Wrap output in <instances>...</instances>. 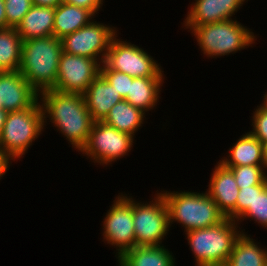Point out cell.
I'll list each match as a JSON object with an SVG mask.
<instances>
[{
  "mask_svg": "<svg viewBox=\"0 0 267 266\" xmlns=\"http://www.w3.org/2000/svg\"><path fill=\"white\" fill-rule=\"evenodd\" d=\"M44 130L47 124L59 131L72 150L80 152L87 144L94 120L87 109L83 94L48 90L39 94ZM49 122V123H48Z\"/></svg>",
  "mask_w": 267,
  "mask_h": 266,
  "instance_id": "6da1fadb",
  "label": "cell"
},
{
  "mask_svg": "<svg viewBox=\"0 0 267 266\" xmlns=\"http://www.w3.org/2000/svg\"><path fill=\"white\" fill-rule=\"evenodd\" d=\"M62 52L55 36L22 41L19 72L38 94L55 88Z\"/></svg>",
  "mask_w": 267,
  "mask_h": 266,
  "instance_id": "7a4b0ae2",
  "label": "cell"
},
{
  "mask_svg": "<svg viewBox=\"0 0 267 266\" xmlns=\"http://www.w3.org/2000/svg\"><path fill=\"white\" fill-rule=\"evenodd\" d=\"M162 190L159 192L168 208L170 228L176 223L186 233L214 226L226 218L206 191Z\"/></svg>",
  "mask_w": 267,
  "mask_h": 266,
  "instance_id": "3957f363",
  "label": "cell"
},
{
  "mask_svg": "<svg viewBox=\"0 0 267 266\" xmlns=\"http://www.w3.org/2000/svg\"><path fill=\"white\" fill-rule=\"evenodd\" d=\"M247 27L236 20V17L211 24L182 26L195 36L201 53L209 59L222 58L225 55L241 52L245 48H253L259 36Z\"/></svg>",
  "mask_w": 267,
  "mask_h": 266,
  "instance_id": "277c9868",
  "label": "cell"
},
{
  "mask_svg": "<svg viewBox=\"0 0 267 266\" xmlns=\"http://www.w3.org/2000/svg\"><path fill=\"white\" fill-rule=\"evenodd\" d=\"M245 232L226 217L220 223L185 233L195 266H223L231 255L237 237Z\"/></svg>",
  "mask_w": 267,
  "mask_h": 266,
  "instance_id": "5b68a950",
  "label": "cell"
},
{
  "mask_svg": "<svg viewBox=\"0 0 267 266\" xmlns=\"http://www.w3.org/2000/svg\"><path fill=\"white\" fill-rule=\"evenodd\" d=\"M44 133L43 111L39 100L30 108L8 112L0 135V148L14 162L28 153Z\"/></svg>",
  "mask_w": 267,
  "mask_h": 266,
  "instance_id": "8992f818",
  "label": "cell"
},
{
  "mask_svg": "<svg viewBox=\"0 0 267 266\" xmlns=\"http://www.w3.org/2000/svg\"><path fill=\"white\" fill-rule=\"evenodd\" d=\"M121 194L133 205L136 246L164 245L170 225L168 208L162 194L156 190L152 200L145 202L137 201L129 193Z\"/></svg>",
  "mask_w": 267,
  "mask_h": 266,
  "instance_id": "52a82bcc",
  "label": "cell"
},
{
  "mask_svg": "<svg viewBox=\"0 0 267 266\" xmlns=\"http://www.w3.org/2000/svg\"><path fill=\"white\" fill-rule=\"evenodd\" d=\"M118 36L112 39L100 70L119 71L133 78L166 77L160 63L144 48Z\"/></svg>",
  "mask_w": 267,
  "mask_h": 266,
  "instance_id": "ba28073f",
  "label": "cell"
},
{
  "mask_svg": "<svg viewBox=\"0 0 267 266\" xmlns=\"http://www.w3.org/2000/svg\"><path fill=\"white\" fill-rule=\"evenodd\" d=\"M134 138L103 121L94 122L87 144L79 154L87 157V160L90 159L95 165L112 167L114 162L129 156L136 141Z\"/></svg>",
  "mask_w": 267,
  "mask_h": 266,
  "instance_id": "9c48e42d",
  "label": "cell"
},
{
  "mask_svg": "<svg viewBox=\"0 0 267 266\" xmlns=\"http://www.w3.org/2000/svg\"><path fill=\"white\" fill-rule=\"evenodd\" d=\"M118 31L110 23L107 25L94 18L88 25L60 39L62 50L67 54L94 58L102 65Z\"/></svg>",
  "mask_w": 267,
  "mask_h": 266,
  "instance_id": "30bf717a",
  "label": "cell"
},
{
  "mask_svg": "<svg viewBox=\"0 0 267 266\" xmlns=\"http://www.w3.org/2000/svg\"><path fill=\"white\" fill-rule=\"evenodd\" d=\"M101 223L103 242L116 249L115 258L136 246L133 205L121 194L115 196Z\"/></svg>",
  "mask_w": 267,
  "mask_h": 266,
  "instance_id": "8fae6325",
  "label": "cell"
},
{
  "mask_svg": "<svg viewBox=\"0 0 267 266\" xmlns=\"http://www.w3.org/2000/svg\"><path fill=\"white\" fill-rule=\"evenodd\" d=\"M101 64L94 58L61 53L54 90L83 94L100 74Z\"/></svg>",
  "mask_w": 267,
  "mask_h": 266,
  "instance_id": "7c38bea8",
  "label": "cell"
},
{
  "mask_svg": "<svg viewBox=\"0 0 267 266\" xmlns=\"http://www.w3.org/2000/svg\"><path fill=\"white\" fill-rule=\"evenodd\" d=\"M38 100L39 94L19 71L0 72V108L7 112L20 111Z\"/></svg>",
  "mask_w": 267,
  "mask_h": 266,
  "instance_id": "4fadbf2b",
  "label": "cell"
},
{
  "mask_svg": "<svg viewBox=\"0 0 267 266\" xmlns=\"http://www.w3.org/2000/svg\"><path fill=\"white\" fill-rule=\"evenodd\" d=\"M182 26H197L234 19L235 14L249 0H194ZM241 7V8H240ZM234 16V17H233ZM233 17V18H232Z\"/></svg>",
  "mask_w": 267,
  "mask_h": 266,
  "instance_id": "5bb4252c",
  "label": "cell"
},
{
  "mask_svg": "<svg viewBox=\"0 0 267 266\" xmlns=\"http://www.w3.org/2000/svg\"><path fill=\"white\" fill-rule=\"evenodd\" d=\"M206 192L214 200L219 210L231 220L236 221V202L239 188L234 174L229 168L216 162Z\"/></svg>",
  "mask_w": 267,
  "mask_h": 266,
  "instance_id": "9a60e30c",
  "label": "cell"
},
{
  "mask_svg": "<svg viewBox=\"0 0 267 266\" xmlns=\"http://www.w3.org/2000/svg\"><path fill=\"white\" fill-rule=\"evenodd\" d=\"M87 109L95 122L103 121L111 108L123 98L101 74L83 93Z\"/></svg>",
  "mask_w": 267,
  "mask_h": 266,
  "instance_id": "2e32d148",
  "label": "cell"
},
{
  "mask_svg": "<svg viewBox=\"0 0 267 266\" xmlns=\"http://www.w3.org/2000/svg\"><path fill=\"white\" fill-rule=\"evenodd\" d=\"M219 162L223 166H266L263 143L247 131L229 147L228 154Z\"/></svg>",
  "mask_w": 267,
  "mask_h": 266,
  "instance_id": "e0dca14e",
  "label": "cell"
},
{
  "mask_svg": "<svg viewBox=\"0 0 267 266\" xmlns=\"http://www.w3.org/2000/svg\"><path fill=\"white\" fill-rule=\"evenodd\" d=\"M167 77H137L130 82L127 96L128 103L140 109L145 114L156 109L161 99L163 83ZM160 98V99H159Z\"/></svg>",
  "mask_w": 267,
  "mask_h": 266,
  "instance_id": "ac0fdd59",
  "label": "cell"
},
{
  "mask_svg": "<svg viewBox=\"0 0 267 266\" xmlns=\"http://www.w3.org/2000/svg\"><path fill=\"white\" fill-rule=\"evenodd\" d=\"M116 261L120 266H176V258L166 245L135 246Z\"/></svg>",
  "mask_w": 267,
  "mask_h": 266,
  "instance_id": "d6986e66",
  "label": "cell"
},
{
  "mask_svg": "<svg viewBox=\"0 0 267 266\" xmlns=\"http://www.w3.org/2000/svg\"><path fill=\"white\" fill-rule=\"evenodd\" d=\"M94 18L96 16L90 10L62 2L55 8L53 36L62 39L88 25Z\"/></svg>",
  "mask_w": 267,
  "mask_h": 266,
  "instance_id": "ffe728a7",
  "label": "cell"
},
{
  "mask_svg": "<svg viewBox=\"0 0 267 266\" xmlns=\"http://www.w3.org/2000/svg\"><path fill=\"white\" fill-rule=\"evenodd\" d=\"M54 13V7L33 5L16 28L22 41L53 36Z\"/></svg>",
  "mask_w": 267,
  "mask_h": 266,
  "instance_id": "44dd1931",
  "label": "cell"
},
{
  "mask_svg": "<svg viewBox=\"0 0 267 266\" xmlns=\"http://www.w3.org/2000/svg\"><path fill=\"white\" fill-rule=\"evenodd\" d=\"M260 243L242 232L224 266H267V248Z\"/></svg>",
  "mask_w": 267,
  "mask_h": 266,
  "instance_id": "7402d4cb",
  "label": "cell"
},
{
  "mask_svg": "<svg viewBox=\"0 0 267 266\" xmlns=\"http://www.w3.org/2000/svg\"><path fill=\"white\" fill-rule=\"evenodd\" d=\"M146 116L148 114L146 115L143 111L123 99L111 108L103 122L119 131L136 137V133L146 122Z\"/></svg>",
  "mask_w": 267,
  "mask_h": 266,
  "instance_id": "603a6c76",
  "label": "cell"
},
{
  "mask_svg": "<svg viewBox=\"0 0 267 266\" xmlns=\"http://www.w3.org/2000/svg\"><path fill=\"white\" fill-rule=\"evenodd\" d=\"M22 38L16 28L0 29V72L19 71Z\"/></svg>",
  "mask_w": 267,
  "mask_h": 266,
  "instance_id": "cb8c5ba5",
  "label": "cell"
},
{
  "mask_svg": "<svg viewBox=\"0 0 267 266\" xmlns=\"http://www.w3.org/2000/svg\"><path fill=\"white\" fill-rule=\"evenodd\" d=\"M244 220H253L258 226L267 229V184L255 186V200L252 206L236 220V223L241 226Z\"/></svg>",
  "mask_w": 267,
  "mask_h": 266,
  "instance_id": "d4e9b609",
  "label": "cell"
},
{
  "mask_svg": "<svg viewBox=\"0 0 267 266\" xmlns=\"http://www.w3.org/2000/svg\"><path fill=\"white\" fill-rule=\"evenodd\" d=\"M234 174L238 188L267 184L266 166H225Z\"/></svg>",
  "mask_w": 267,
  "mask_h": 266,
  "instance_id": "484cf974",
  "label": "cell"
},
{
  "mask_svg": "<svg viewBox=\"0 0 267 266\" xmlns=\"http://www.w3.org/2000/svg\"><path fill=\"white\" fill-rule=\"evenodd\" d=\"M6 12V28H17L24 15L33 6L32 0H4Z\"/></svg>",
  "mask_w": 267,
  "mask_h": 266,
  "instance_id": "4316f807",
  "label": "cell"
},
{
  "mask_svg": "<svg viewBox=\"0 0 267 266\" xmlns=\"http://www.w3.org/2000/svg\"><path fill=\"white\" fill-rule=\"evenodd\" d=\"M252 112V130L249 132L263 143L267 140V110L259 104Z\"/></svg>",
  "mask_w": 267,
  "mask_h": 266,
  "instance_id": "83f0119b",
  "label": "cell"
},
{
  "mask_svg": "<svg viewBox=\"0 0 267 266\" xmlns=\"http://www.w3.org/2000/svg\"><path fill=\"white\" fill-rule=\"evenodd\" d=\"M100 74L115 87V90L119 92L123 99L127 96L133 77L113 70H100Z\"/></svg>",
  "mask_w": 267,
  "mask_h": 266,
  "instance_id": "f1b7e54d",
  "label": "cell"
},
{
  "mask_svg": "<svg viewBox=\"0 0 267 266\" xmlns=\"http://www.w3.org/2000/svg\"><path fill=\"white\" fill-rule=\"evenodd\" d=\"M255 200V186L239 188L236 202V220L253 204Z\"/></svg>",
  "mask_w": 267,
  "mask_h": 266,
  "instance_id": "f546056e",
  "label": "cell"
},
{
  "mask_svg": "<svg viewBox=\"0 0 267 266\" xmlns=\"http://www.w3.org/2000/svg\"><path fill=\"white\" fill-rule=\"evenodd\" d=\"M105 0H63V2L90 10L95 16L101 11Z\"/></svg>",
  "mask_w": 267,
  "mask_h": 266,
  "instance_id": "4dcf8cb0",
  "label": "cell"
},
{
  "mask_svg": "<svg viewBox=\"0 0 267 266\" xmlns=\"http://www.w3.org/2000/svg\"><path fill=\"white\" fill-rule=\"evenodd\" d=\"M12 162L13 161L0 148V180L6 175L7 171H9Z\"/></svg>",
  "mask_w": 267,
  "mask_h": 266,
  "instance_id": "1f68e13d",
  "label": "cell"
},
{
  "mask_svg": "<svg viewBox=\"0 0 267 266\" xmlns=\"http://www.w3.org/2000/svg\"><path fill=\"white\" fill-rule=\"evenodd\" d=\"M33 5L56 8L63 0H32Z\"/></svg>",
  "mask_w": 267,
  "mask_h": 266,
  "instance_id": "d6a6232c",
  "label": "cell"
},
{
  "mask_svg": "<svg viewBox=\"0 0 267 266\" xmlns=\"http://www.w3.org/2000/svg\"><path fill=\"white\" fill-rule=\"evenodd\" d=\"M6 28V12H5V2L0 0V29Z\"/></svg>",
  "mask_w": 267,
  "mask_h": 266,
  "instance_id": "836d02e7",
  "label": "cell"
},
{
  "mask_svg": "<svg viewBox=\"0 0 267 266\" xmlns=\"http://www.w3.org/2000/svg\"><path fill=\"white\" fill-rule=\"evenodd\" d=\"M8 112L0 108V135L2 133L3 125L6 121Z\"/></svg>",
  "mask_w": 267,
  "mask_h": 266,
  "instance_id": "e575fe53",
  "label": "cell"
},
{
  "mask_svg": "<svg viewBox=\"0 0 267 266\" xmlns=\"http://www.w3.org/2000/svg\"><path fill=\"white\" fill-rule=\"evenodd\" d=\"M262 98L263 100L260 105L267 110V91L263 94Z\"/></svg>",
  "mask_w": 267,
  "mask_h": 266,
  "instance_id": "d590c367",
  "label": "cell"
},
{
  "mask_svg": "<svg viewBox=\"0 0 267 266\" xmlns=\"http://www.w3.org/2000/svg\"><path fill=\"white\" fill-rule=\"evenodd\" d=\"M263 150H264L265 165L267 169V140L263 142Z\"/></svg>",
  "mask_w": 267,
  "mask_h": 266,
  "instance_id": "8d00e7d4",
  "label": "cell"
}]
</instances>
